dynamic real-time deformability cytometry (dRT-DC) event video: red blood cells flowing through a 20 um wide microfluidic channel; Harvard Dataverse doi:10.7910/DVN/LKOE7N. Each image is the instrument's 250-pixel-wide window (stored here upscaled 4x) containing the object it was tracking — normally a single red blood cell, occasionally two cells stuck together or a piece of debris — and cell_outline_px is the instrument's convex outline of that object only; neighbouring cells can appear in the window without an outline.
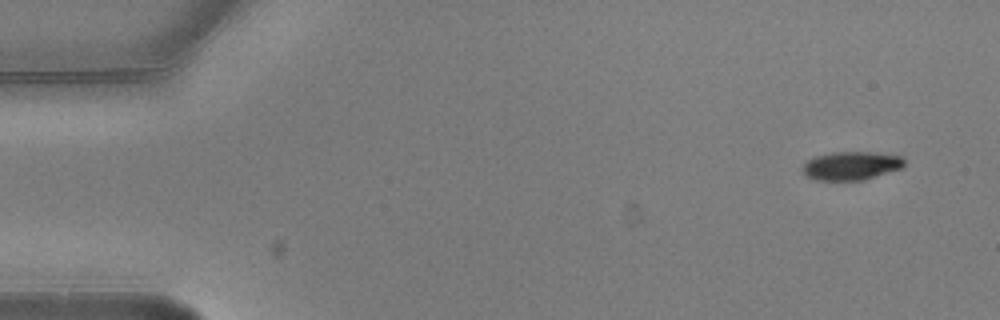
{"species": "common noctule bat (a hibernating species)", "species_latin": "Nyctalus noctula", "temperature_condition": "warm", "stored_images_in_passage": 6, "camera_frame_rate_fps": 3000, "um_per_image_px": 0.085, "animal": {"sex": "male", "body_mass_g": 20.5, "forearm_length_mm": 52.5}, "frame": {"image": 1, "passage_image": 1, "time_ms": 0.0, "image_size_px": [1000, 320], "cell_outline_px": [[904, 168], [864, 180], [812, 180], [804, 172], [804, 164], [808, 160], [816, 156], [832, 152], [872, 152], [900, 156], [904, 160]], "centroid_in_image_um": [72.39, 14.09], "position_along_channel_um": 12.6, "area_um2": 16.82}}
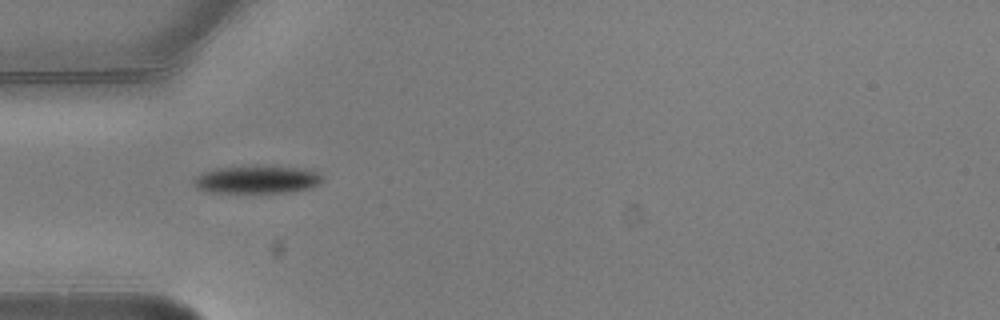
{"frame": {"image": 2, "passage_image": 5, "time_ms": 1.333, "image_size_px": [1000, 320], "cell_outline_px": [[324, 180], [320, 184], [312, 188], [292, 192], [208, 192], [196, 188], [192, 180], [196, 176], [212, 168], [256, 164], [272, 164], [300, 168], [316, 172], [324, 176]], "centroid_in_image_um": [21.87, 15.22], "position_along_channel_um": 63.1, "area_um2": 21.73}}
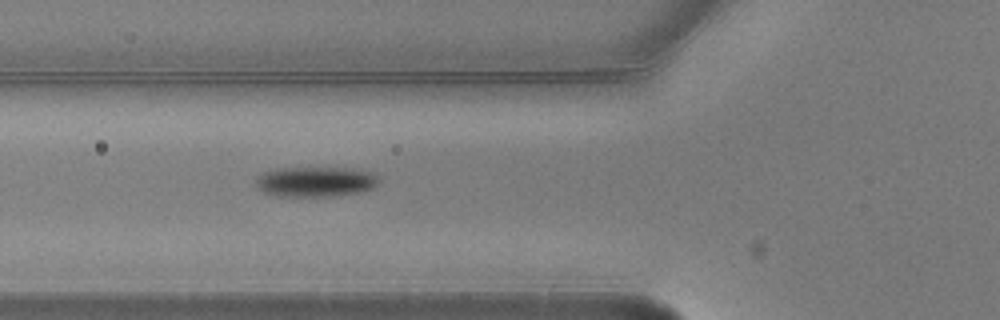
{"frame": {"image": 3, "passage_image": 6, "time_ms": 1.667, "image_size_px": [1000, 320], "cell_outline_px": [[380, 180], [372, 188], [356, 192], [328, 196], [276, 196], [264, 192], [256, 184], [256, 180], [264, 172], [276, 168], [352, 168], [368, 172], [380, 176]], "centroid_in_image_um": [26.82, 15.43], "position_along_channel_um": 99.0, "area_um2": 21.27}}